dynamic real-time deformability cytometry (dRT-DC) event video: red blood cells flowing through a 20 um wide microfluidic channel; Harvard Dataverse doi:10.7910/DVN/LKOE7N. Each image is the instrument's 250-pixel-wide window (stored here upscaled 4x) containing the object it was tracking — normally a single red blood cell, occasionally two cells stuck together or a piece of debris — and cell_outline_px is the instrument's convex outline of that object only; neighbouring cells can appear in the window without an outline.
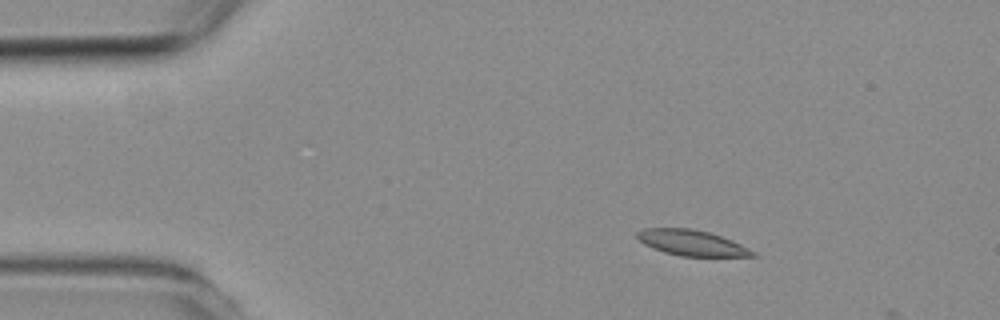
{"species": "common noctule bat (a hibernating species)", "species_latin": "Nyctalus noctula", "temperature_condition": "room temperature", "stored_images_in_passage": 5, "camera_frame_rate_fps": 3000, "um_per_image_px": 0.085, "animal": {"sex": "female", "body_mass_g": 19.3, "forearm_length_mm": 54.1}, "frame": {"image": 1, "passage_image": 3, "time_ms": 2.333, "image_size_px": [1000, 320], "cell_outline_px": [[760, 256], [680, 256], [664, 252], [652, 248], [644, 244], [636, 236], [636, 232], [640, 228], [692, 228], [708, 232], [732, 240], [756, 252]], "centroid_in_image_um": [58.77, 20.64], "position_along_channel_um": 26.2, "area_um2": 17.28}}